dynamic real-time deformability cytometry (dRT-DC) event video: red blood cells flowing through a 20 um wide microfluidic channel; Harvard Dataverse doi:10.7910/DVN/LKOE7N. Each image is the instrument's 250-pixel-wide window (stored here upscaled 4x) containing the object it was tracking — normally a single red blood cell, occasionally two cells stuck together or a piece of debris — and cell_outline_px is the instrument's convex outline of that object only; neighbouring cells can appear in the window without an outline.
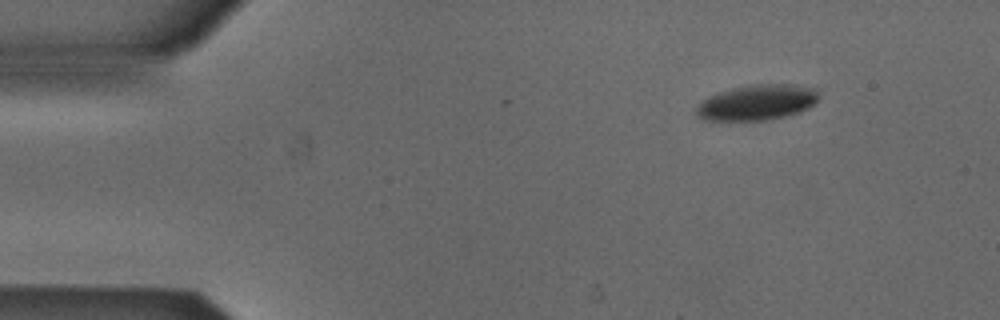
{"species": "Egyptian fruit bat (a non-hibernating species)", "species_latin": "Rousettus aegyptiacus", "temperature_condition": "cold", "stored_images_in_passage": 4, "camera_frame_rate_fps": 3000, "um_per_image_px": 0.085, "animal": {"sex": "male"}, "frame": {"image": 1, "passage_image": 1, "time_ms": 0.0, "image_size_px": [1000, 320], "cell_outline_px": [[816, 100], [808, 108], [800, 112], [784, 116], [764, 120], [704, 120], [696, 116], [696, 108], [708, 96], [732, 88], [748, 84], [796, 84], [816, 88]], "centroid_in_image_um": [64.33, 8.7], "position_along_channel_um": 20.7, "area_um2": 25.14}}